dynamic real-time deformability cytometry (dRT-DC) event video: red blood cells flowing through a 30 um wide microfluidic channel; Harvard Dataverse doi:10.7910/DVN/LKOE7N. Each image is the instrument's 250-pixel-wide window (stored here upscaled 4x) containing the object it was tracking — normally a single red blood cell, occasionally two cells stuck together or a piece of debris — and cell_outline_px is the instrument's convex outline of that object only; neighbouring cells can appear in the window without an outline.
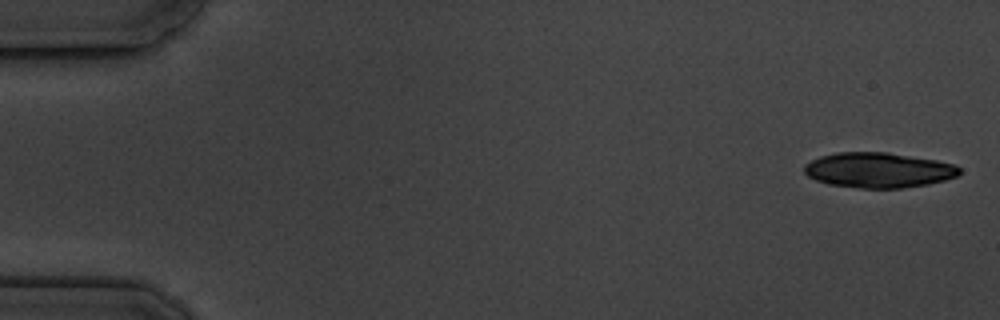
{"species": "common noctule bat (a hibernating species)", "species_latin": "Nyctalus noctula", "temperature_condition": "cold", "stored_images_in_passage": 5, "camera_frame_rate_fps": 3000, "um_per_image_px": 0.085, "animal": {"sex": "male", "body_mass_g": 19.5, "forearm_length_mm": 54.6}, "frame": {"image": 1, "passage_image": 1, "time_ms": 0.0, "image_size_px": [1000, 320], "cell_outline_px": [[960, 172], [956, 176], [944, 180], [928, 184], [900, 188], [860, 188], [828, 184], [816, 180], [808, 176], [804, 172], [804, 164], [820, 156], [836, 152], [888, 152], [936, 160], [956, 164], [960, 168]], "centroid_in_image_um": [74.66, 14.45], "position_along_channel_um": 10.3, "area_um2": 31.85}}